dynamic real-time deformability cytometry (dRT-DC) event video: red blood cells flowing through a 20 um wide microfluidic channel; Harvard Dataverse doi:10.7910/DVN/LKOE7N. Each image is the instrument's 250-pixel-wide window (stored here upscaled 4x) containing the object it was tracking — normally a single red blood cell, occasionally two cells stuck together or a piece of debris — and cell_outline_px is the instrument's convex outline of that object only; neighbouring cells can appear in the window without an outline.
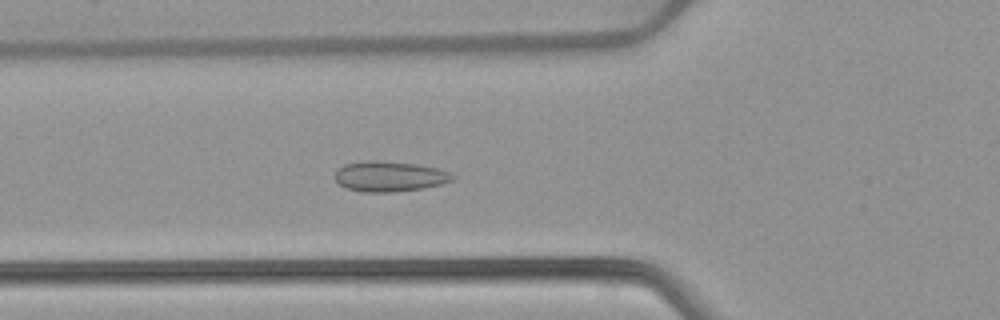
{"species": "common noctule bat (a hibernating species)", "species_latin": "Nyctalus noctula", "temperature_condition": "warm", "stored_images_in_passage": 53, "camera_frame_rate_fps": 3000, "um_per_image_px": 0.085, "animal": {"sex": "female", "body_mass_g": 22.7, "forearm_length_mm": 54.2}, "frame": {"image": 1, "passage_image": 19, "time_ms": 6.0, "image_size_px": [1000, 320], "cell_outline_px": [[456, 176], [452, 180], [440, 184], [424, 188], [392, 192], [360, 192], [348, 188], [340, 184], [332, 176], [336, 168], [344, 164], [368, 160], [380, 160], [416, 164], [440, 168]], "centroid_in_image_um": [33.07, 14.98], "position_along_channel_um": 92.7, "area_um2": 21.04}}
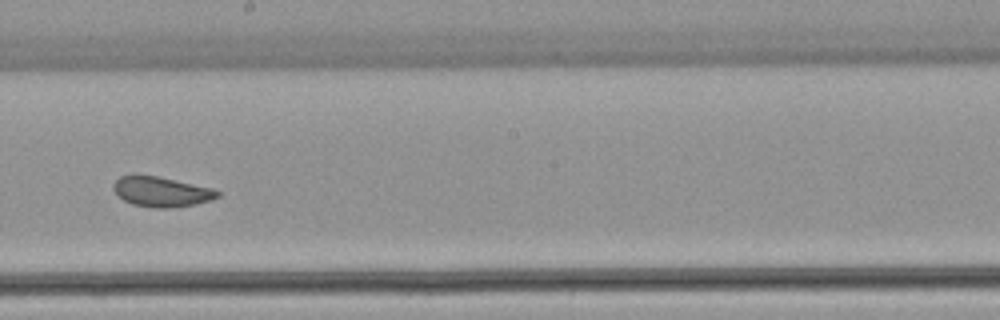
{"frame": {"image": 2, "passage_image": 30, "time_ms": 9.667, "image_size_px": [1000, 320], "cell_outline_px": [[220, 196], [212, 200], [196, 204], [168, 208], [156, 208], [132, 204], [116, 196], [112, 188], [112, 184], [120, 176], [156, 176], [212, 188], [220, 192]], "centroid_in_image_um": [13.7, 16.31], "position_along_channel_um": 234.5, "area_um2": 18.09}}
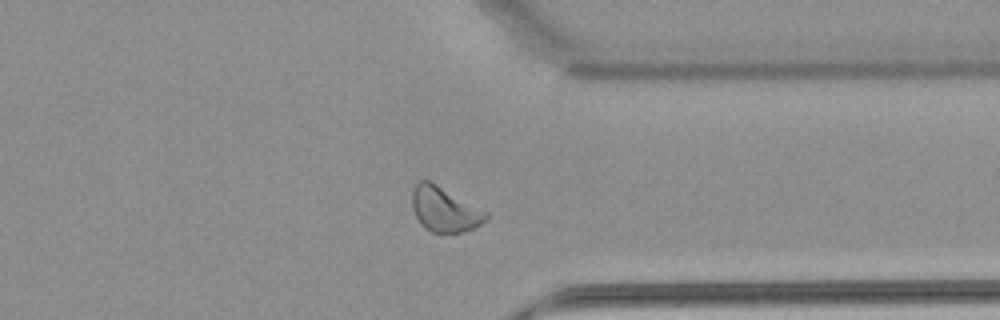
{"frame": {"image": 3, "passage_image": 41, "time_ms": 13.333, "image_size_px": [1000, 320], "cell_outline_px": [[488, 216], [480, 224], [464, 232], [432, 232], [424, 228], [420, 224], [412, 208], [412, 192], [416, 184], [420, 180], [428, 180], [436, 184], [488, 212]], "centroid_in_image_um": [37.76, 17.8], "position_along_channel_um": 373.6, "area_um2": 19.02}, "authors_computed_cell_mechanics": {"area_um2": 20.1144, "velocity_mm_per_s": 3.8656, "shape_relaxation_time_tau1_ms": 9.0584, "shape_relaxation_time_tau2_ms": 1.0721, "deformation_change_tau1": 0.1133, "deformation_change_tau2": 0.0484}}